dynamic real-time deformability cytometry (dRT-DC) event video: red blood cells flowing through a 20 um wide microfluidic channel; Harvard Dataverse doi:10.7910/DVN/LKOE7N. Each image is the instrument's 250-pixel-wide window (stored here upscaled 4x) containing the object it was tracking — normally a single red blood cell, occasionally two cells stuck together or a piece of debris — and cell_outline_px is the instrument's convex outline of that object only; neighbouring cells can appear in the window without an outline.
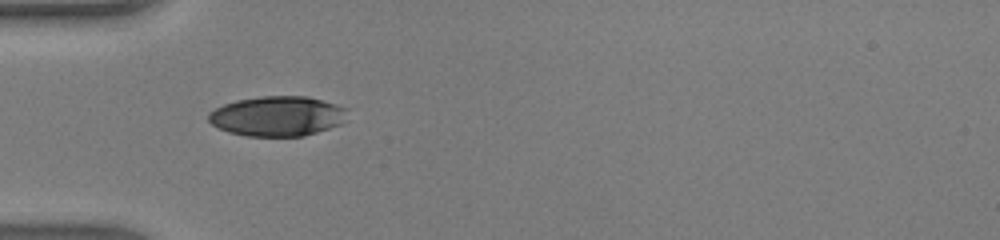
{"species": "human", "species_latin": "Homo sapiens", "temperature_condition": "warm", "stored_images_in_passage": 33, "camera_frame_rate_fps": 3000, "um_per_image_px": 0.085, "donor": {"sex": "male"}, "frame": {"image": 1, "passage_image": 1, "time_ms": 0.0, "image_size_px": [1000, 240], "cell_outline_px": [[348, 108], [340, 124], [304, 136], [244, 136], [228, 132], [212, 124], [208, 120], [208, 112], [224, 104], [236, 100], [264, 96], [308, 96], [336, 104]], "centroid_in_image_um": [23.55, 9.87], "position_along_channel_um": 61.5, "area_um2": 32.19}}
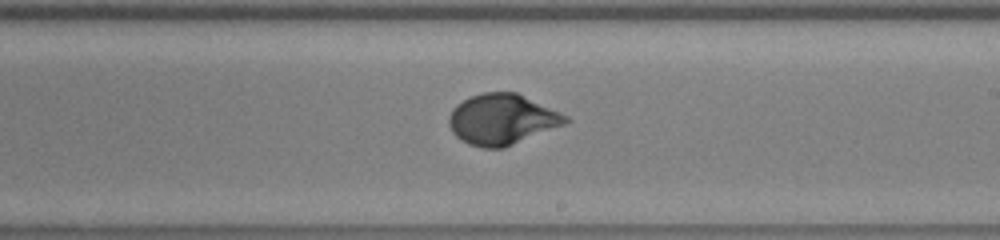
{"frame": {"image": 2, "passage_image": 14, "time_ms": 4.333, "image_size_px": [1000, 240], "cell_outline_px": [[572, 120], [564, 124], [504, 148], [484, 148], [468, 144], [460, 140], [452, 132], [448, 124], [448, 116], [452, 108], [456, 104], [472, 96], [484, 92], [516, 92], [560, 112], [568, 116]], "centroid_in_image_um": [42.64, 10.15], "position_along_channel_um": 246.4, "area_um2": 34.33}}
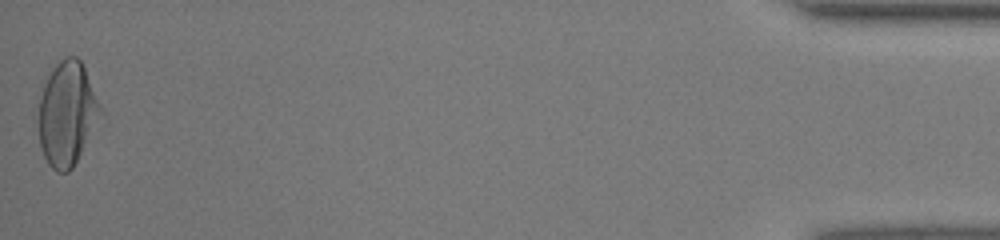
{"frame": {"image": 3, "passage_image": 33, "time_ms": 10.667, "image_size_px": [1000, 240], "cell_outline_px": [[104, 112], [72, 168], [68, 172], [56, 172], [48, 164], [44, 156], [40, 144], [40, 96], [44, 84], [48, 76], [56, 64], [60, 60], [68, 56], [76, 56], [80, 60], [84, 68]], "centroid_in_image_um": [5.72, 9.67], "position_along_channel_um": 429.5, "area_um2": 36.99}, "authors_computed_cell_mechanics": {"area_um2": 33.235, "velocity_mm_per_s": 4.3529, "shape_relaxation_time_tau1_ms": 3.765, "shape_relaxation_time_tau2_ms": null, "deformation_change_tau1": 0.1945, "deformation_change_tau2": null}}